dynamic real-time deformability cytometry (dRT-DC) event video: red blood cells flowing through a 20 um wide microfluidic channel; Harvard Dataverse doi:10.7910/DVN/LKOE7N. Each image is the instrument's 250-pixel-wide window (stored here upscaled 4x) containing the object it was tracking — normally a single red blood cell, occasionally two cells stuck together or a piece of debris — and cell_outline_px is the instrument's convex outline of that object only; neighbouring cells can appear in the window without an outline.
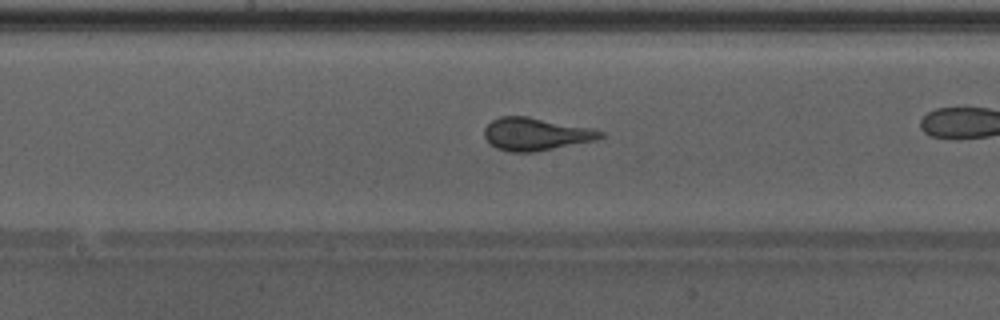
{"species": "Egyptian fruit bat (a non-hibernating species)", "species_latin": "Rousettus aegyptiacus", "temperature_condition": "warm", "stored_images_in_passage": 29, "camera_frame_rate_fps": 3000, "um_per_image_px": 0.085, "animal": {"sex": "male"}, "frame": {"image": 1, "passage_image": 13, "time_ms": 4.0, "image_size_px": [1000, 320], "cell_outline_px": [[604, 136], [596, 140], [532, 152], [508, 152], [496, 148], [484, 136], [484, 128], [492, 120], [500, 116], [528, 116], [592, 128], [604, 132]], "centroid_in_image_um": [45.53, 11.39], "position_along_channel_um": 202.7, "area_um2": 22.02}}